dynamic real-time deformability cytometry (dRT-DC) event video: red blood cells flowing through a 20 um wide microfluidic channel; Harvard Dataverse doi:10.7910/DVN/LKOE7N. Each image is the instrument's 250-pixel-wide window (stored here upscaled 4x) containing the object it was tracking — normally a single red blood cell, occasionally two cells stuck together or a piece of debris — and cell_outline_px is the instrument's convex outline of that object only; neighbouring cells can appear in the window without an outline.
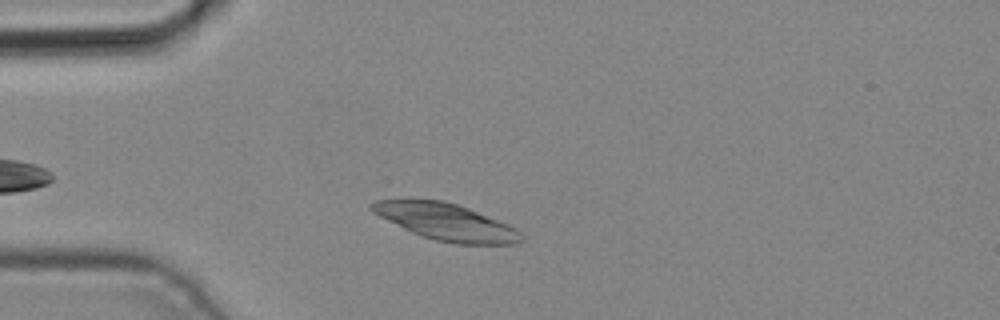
{"species": "common noctule bat (a hibernating species)", "species_latin": "Nyctalus noctula", "temperature_condition": "cold", "stored_images_in_passage": 3, "camera_frame_rate_fps": 3000, "um_per_image_px": 0.085, "animal": {"sex": "male", "body_mass_g": 19.2, "forearm_length_mm": 51.8}, "frame": {"image": 1, "passage_image": 3, "time_ms": 0.667, "image_size_px": [1000, 320], "cell_outline_px": [[524, 240], [512, 244], [456, 244], [436, 240], [420, 236], [372, 212], [368, 208], [368, 204], [372, 200], [444, 200], [468, 208], [508, 224], [516, 228], [520, 232]], "centroid_in_image_um": [37.91, 18.86], "position_along_channel_um": 47.1, "area_um2": 31.73}}